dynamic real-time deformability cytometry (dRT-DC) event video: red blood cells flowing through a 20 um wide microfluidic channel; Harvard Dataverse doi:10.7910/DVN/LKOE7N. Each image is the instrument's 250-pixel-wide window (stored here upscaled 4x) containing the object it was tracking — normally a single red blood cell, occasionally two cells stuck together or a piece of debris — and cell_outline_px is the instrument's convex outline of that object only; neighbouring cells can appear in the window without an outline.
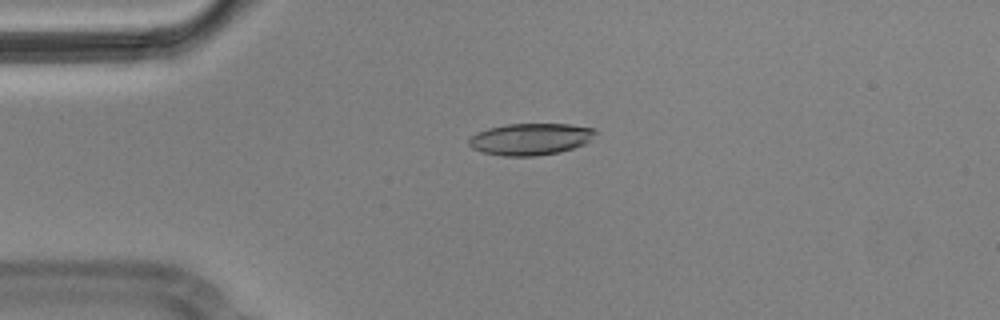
{"species": "Egyptian fruit bat (a non-hibernating species)", "species_latin": "Rousettus aegyptiacus", "temperature_condition": "cold", "stored_images_in_passage": 5, "camera_frame_rate_fps": 3000, "um_per_image_px": 0.085, "animal": {"sex": "male"}, "frame": {"image": 1, "passage_image": 4, "time_ms": 1.0, "image_size_px": [1000, 320], "cell_outline_px": [[596, 132], [584, 144], [560, 152], [536, 156], [504, 156], [480, 152], [472, 148], [468, 144], [468, 140], [476, 132], [488, 128], [508, 124], [568, 124], [596, 128]], "centroid_in_image_um": [45.05, 11.82], "position_along_channel_um": 40.0, "area_um2": 23.41}}